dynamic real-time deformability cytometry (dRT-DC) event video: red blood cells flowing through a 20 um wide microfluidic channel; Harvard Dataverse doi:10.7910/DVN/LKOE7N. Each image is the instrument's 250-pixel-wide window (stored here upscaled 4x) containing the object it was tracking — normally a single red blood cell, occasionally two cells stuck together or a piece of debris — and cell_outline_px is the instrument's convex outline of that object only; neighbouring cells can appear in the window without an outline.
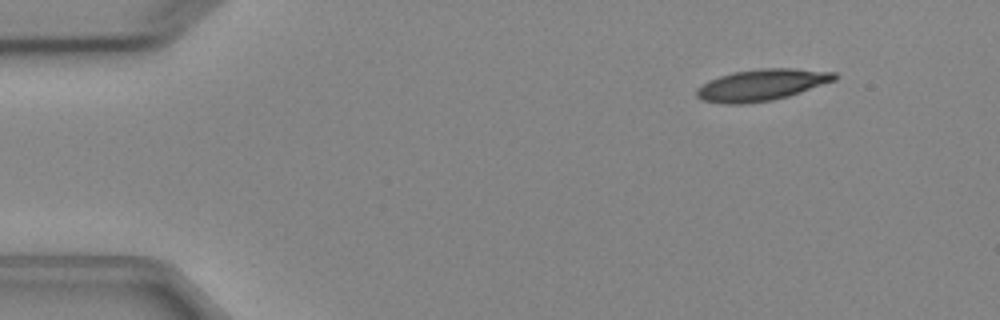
{"species": "Egyptian fruit bat (a non-hibernating species)", "species_latin": "Rousettus aegyptiacus", "temperature_condition": "cold", "stored_images_in_passage": 4, "camera_frame_rate_fps": 3000, "um_per_image_px": 0.085, "animal": {"sex": "female"}, "frame": {"image": 1, "passage_image": 1, "time_ms": 0.0, "image_size_px": [1000, 320], "cell_outline_px": [[840, 76], [836, 80], [788, 96], [772, 100], [744, 104], [720, 104], [700, 100], [696, 96], [696, 88], [708, 80], [732, 72], [760, 68], [792, 68], [836, 72]], "centroid_in_image_um": [64.72, 7.22], "position_along_channel_um": 20.3, "area_um2": 25.61}}